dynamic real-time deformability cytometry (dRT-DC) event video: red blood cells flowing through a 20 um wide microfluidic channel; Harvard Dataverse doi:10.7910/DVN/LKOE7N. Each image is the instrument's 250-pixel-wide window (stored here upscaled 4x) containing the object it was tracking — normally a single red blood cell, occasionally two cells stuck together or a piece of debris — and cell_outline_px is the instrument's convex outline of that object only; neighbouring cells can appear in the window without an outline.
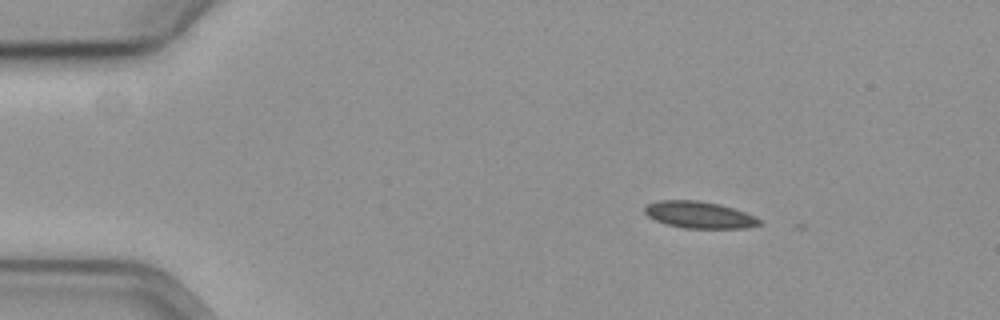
{"species": "common noctule bat (a hibernating species)", "species_latin": "Nyctalus noctula", "temperature_condition": "cold", "stored_images_in_passage": 12, "camera_frame_rate_fps": 3000, "um_per_image_px": 0.085, "animal": {"sex": "female", "body_mass_g": 19.3, "forearm_length_mm": 54.1}, "frame": {"image": 1, "passage_image": 1, "time_ms": 0.0, "image_size_px": [1000, 320], "cell_outline_px": [[764, 224], [748, 228], [684, 228], [668, 224], [656, 220], [648, 216], [644, 212], [644, 208], [648, 204], [660, 200], [696, 200], [720, 204], [744, 212], [760, 220]], "centroid_in_image_um": [59.45, 18.26], "position_along_channel_um": 25.6, "area_um2": 17.74}}
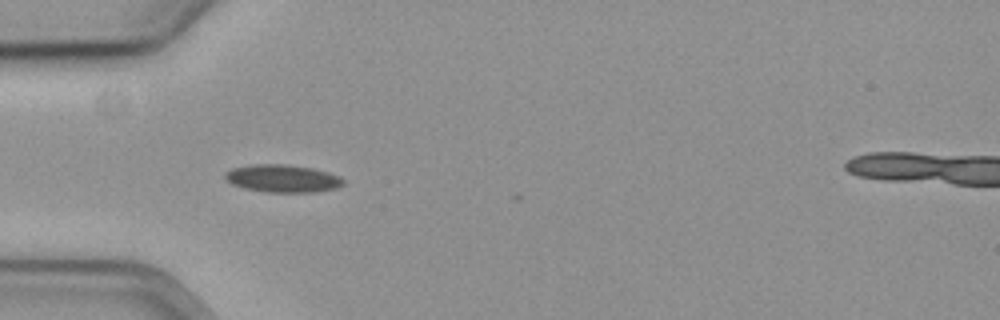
{"frame": {"image": 2, "passage_image": 10, "time_ms": 3.0, "image_size_px": [1000, 320], "cell_outline_px": [[344, 184], [336, 188], [316, 192], [264, 192], [244, 188], [232, 184], [224, 176], [224, 172], [232, 168], [252, 164], [284, 164], [312, 168], [328, 172], [340, 176], [344, 180]], "centroid_in_image_um": [24.02, 15.17], "position_along_channel_um": 61.0, "area_um2": 19.13}}